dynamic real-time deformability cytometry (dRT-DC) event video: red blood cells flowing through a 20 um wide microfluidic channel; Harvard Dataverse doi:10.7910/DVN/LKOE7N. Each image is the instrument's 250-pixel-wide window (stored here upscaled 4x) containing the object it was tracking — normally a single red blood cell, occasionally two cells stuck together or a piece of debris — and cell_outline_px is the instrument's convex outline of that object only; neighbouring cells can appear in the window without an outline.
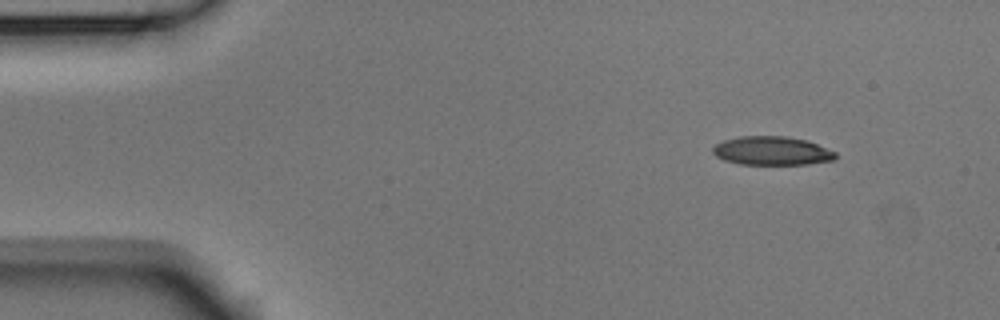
{"species": "Egyptian fruit bat (a non-hibernating species)", "species_latin": "Rousettus aegyptiacus", "temperature_condition": "room temperature", "stored_images_in_passage": 4, "camera_frame_rate_fps": 3000, "um_per_image_px": 0.085, "animal": {"sex": "male"}, "frame": {"image": 1, "passage_image": 1, "time_ms": 0.0, "image_size_px": [1000, 320], "cell_outline_px": [[836, 156], [832, 160], [808, 164], [740, 164], [724, 160], [716, 156], [712, 152], [712, 148], [716, 144], [724, 140], [740, 136], [784, 136], [808, 140], [836, 152]], "centroid_in_image_um": [65.6, 12.81], "position_along_channel_um": 19.4, "area_um2": 20.46}}
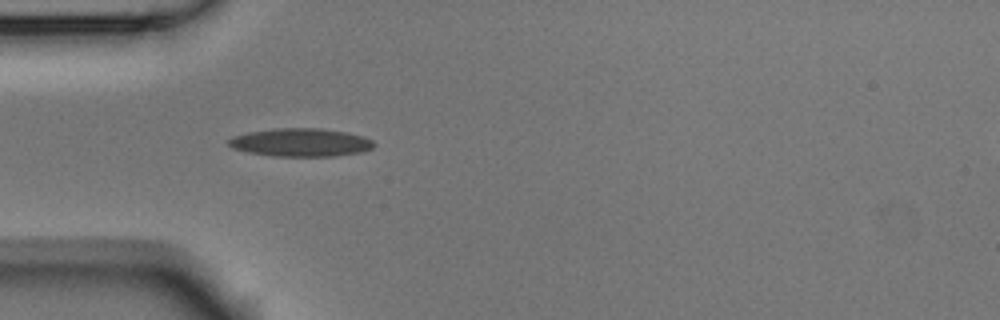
{"frame": {"image": 2, "passage_image": 4, "time_ms": 1.0, "image_size_px": [1000, 320], "cell_outline_px": [[376, 144], [372, 148], [360, 152], [332, 156], [276, 156], [248, 152], [232, 148], [228, 144], [228, 140], [232, 136], [248, 132], [272, 128], [320, 128], [348, 132], [364, 136], [372, 140]], "centroid_in_image_um": [25.56, 12.09], "position_along_channel_um": 59.4, "area_um2": 23.93}}